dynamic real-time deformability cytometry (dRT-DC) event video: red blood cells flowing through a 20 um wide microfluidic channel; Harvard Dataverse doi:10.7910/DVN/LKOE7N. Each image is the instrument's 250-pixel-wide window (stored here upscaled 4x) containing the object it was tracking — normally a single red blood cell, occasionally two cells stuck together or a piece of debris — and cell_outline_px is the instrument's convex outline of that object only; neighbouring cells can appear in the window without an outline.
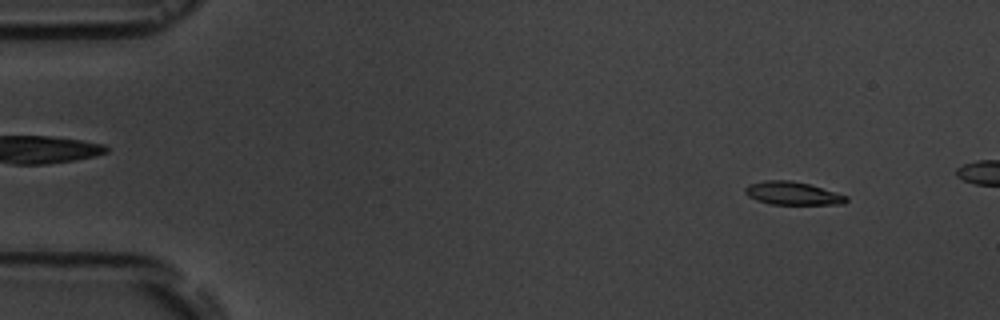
{"species": "common noctule bat (a hibernating species)", "species_latin": "Nyctalus noctula", "temperature_condition": "room temperature", "stored_images_in_passage": 5, "camera_frame_rate_fps": 3000, "um_per_image_px": 0.085, "animal": {"sex": "male", "body_mass_g": 19.5, "forearm_length_mm": 54.6}, "frame": {"image": 1, "passage_image": 1, "time_ms": 0.0, "image_size_px": [1000, 320], "cell_outline_px": [[848, 200], [844, 204], [772, 204], [756, 200], [748, 196], [744, 192], [744, 188], [748, 184], [764, 180], [792, 180], [808, 184], [848, 196]], "centroid_in_image_um": [67.33, 16.43], "position_along_channel_um": 17.7, "area_um2": 13.58}}